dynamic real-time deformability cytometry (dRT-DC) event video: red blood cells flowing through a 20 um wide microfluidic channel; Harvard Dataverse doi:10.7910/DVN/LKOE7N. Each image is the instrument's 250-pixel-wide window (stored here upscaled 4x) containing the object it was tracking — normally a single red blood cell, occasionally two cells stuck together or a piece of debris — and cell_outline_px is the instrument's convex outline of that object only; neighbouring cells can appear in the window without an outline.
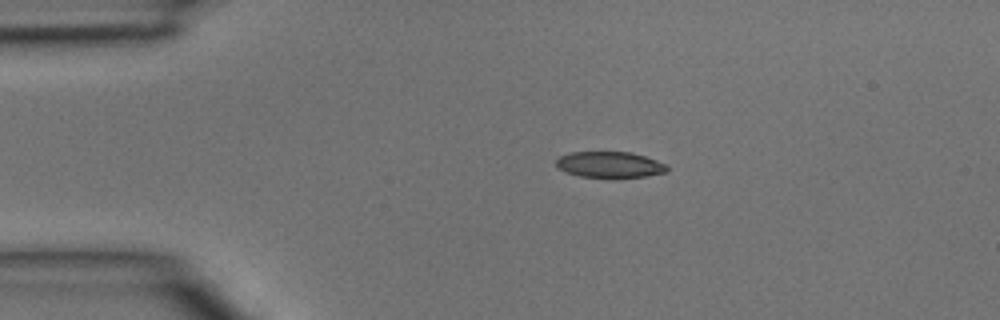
{"species": "common noctule bat (a hibernating species)", "species_latin": "Nyctalus noctula", "temperature_condition": "room temperature", "stored_images_in_passage": 2, "camera_frame_rate_fps": 3000, "um_per_image_px": 0.085, "animal": {"sex": "male", "body_mass_g": 15.6}, "frame": {"image": 1, "passage_image": 1, "time_ms": 0.0, "image_size_px": [1000, 320], "cell_outline_px": [[668, 172], [648, 176], [612, 180], [580, 176], [564, 172], [556, 168], [556, 160], [560, 156], [572, 152], [632, 152], [656, 160], [664, 164], [668, 168]], "centroid_in_image_um": [51.82, 14.04], "position_along_channel_um": 33.2, "area_um2": 17.51}}